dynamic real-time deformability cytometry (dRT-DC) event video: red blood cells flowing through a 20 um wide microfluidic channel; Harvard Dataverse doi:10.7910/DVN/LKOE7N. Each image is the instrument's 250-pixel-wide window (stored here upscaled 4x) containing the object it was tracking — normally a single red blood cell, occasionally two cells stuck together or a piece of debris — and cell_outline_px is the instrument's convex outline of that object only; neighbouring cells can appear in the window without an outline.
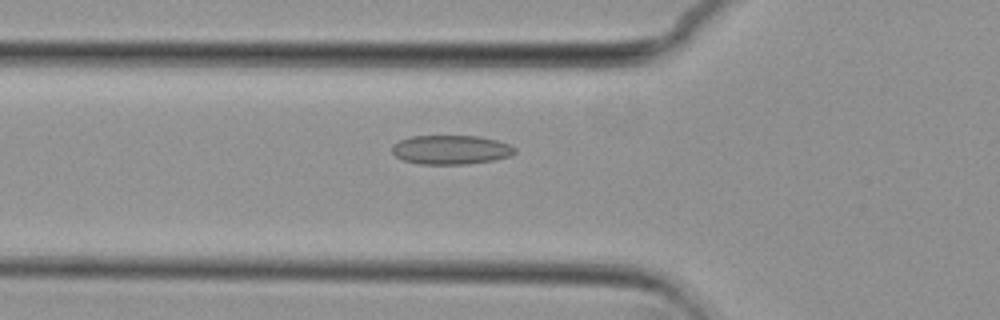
{"species": "common noctule bat (a hibernating species)", "species_latin": "Nyctalus noctula", "temperature_condition": "cold", "stored_images_in_passage": 47, "camera_frame_rate_fps": 3000, "um_per_image_px": 0.085, "animal": {"sex": "female", "body_mass_g": 29.2, "forearm_length_mm": 56.3}, "frame": {"image": 1, "passage_image": 11, "time_ms": 3.333, "image_size_px": [1000, 320], "cell_outline_px": [[516, 152], [508, 156], [492, 160], [468, 164], [420, 164], [404, 160], [396, 156], [392, 152], [392, 144], [400, 140], [412, 136], [480, 136], [496, 140], [508, 144], [516, 148]], "centroid_in_image_um": [38.31, 12.72], "position_along_channel_um": 87.5, "area_um2": 20.75}}
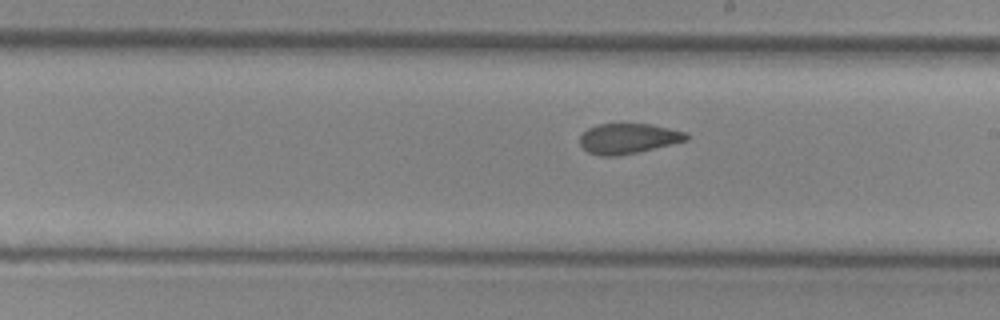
{"frame": {"image": 2, "passage_image": 23, "time_ms": 7.333, "image_size_px": [1000, 320], "cell_outline_px": [[688, 140], [620, 156], [600, 156], [588, 152], [580, 144], [580, 136], [588, 128], [600, 124], [652, 124], [684, 132], [688, 136]], "centroid_in_image_um": [53.37, 11.78], "position_along_channel_um": 235.6, "area_um2": 18.55}}
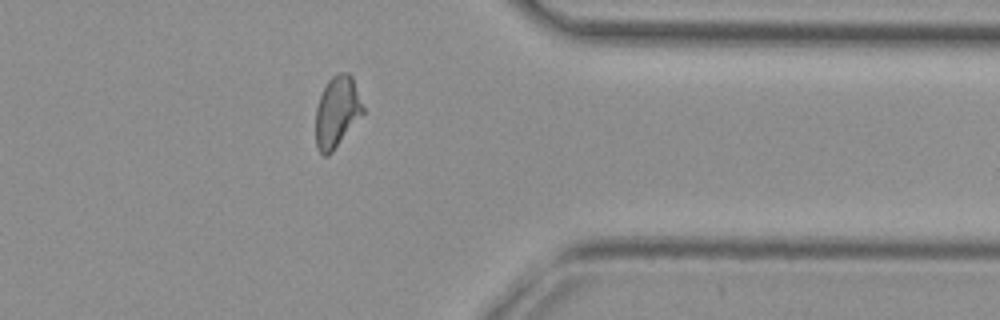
{"frame": {"image": 3, "passage_image": 36, "time_ms": 11.667, "image_size_px": [1000, 320], "cell_outline_px": [[364, 112], [332, 152], [328, 156], [324, 156], [316, 148], [316, 108], [320, 96], [328, 80], [332, 76], [340, 72], [348, 72], [352, 76], [364, 108]], "centroid_in_image_um": [28.63, 9.5], "position_along_channel_um": 382.8, "area_um2": 19.42}, "authors_computed_cell_mechanics": {"area_um2": 19.5942, "velocity_mm_per_s": 3.6922, "shape_relaxation_time_tau1_ms": null, "shape_relaxation_time_tau2_ms": 2.8614, "deformation_change_tau1": null, "deformation_change_tau2": 0.0917}}